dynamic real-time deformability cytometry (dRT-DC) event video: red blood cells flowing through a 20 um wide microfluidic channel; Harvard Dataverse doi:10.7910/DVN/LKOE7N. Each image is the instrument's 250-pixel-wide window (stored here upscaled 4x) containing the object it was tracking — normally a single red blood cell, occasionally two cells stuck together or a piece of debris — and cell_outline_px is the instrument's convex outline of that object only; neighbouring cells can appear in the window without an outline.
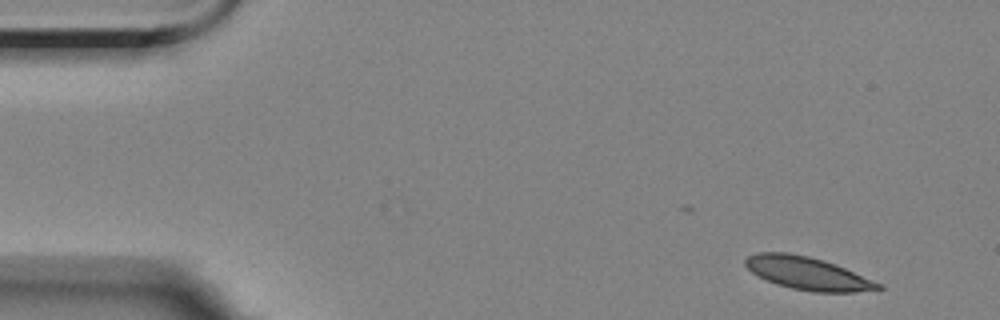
{"species": "Egyptian fruit bat (a non-hibernating species)", "species_latin": "Rousettus aegyptiacus", "temperature_condition": "room temperature", "stored_images_in_passage": 5, "camera_frame_rate_fps": 3000, "um_per_image_px": 0.085, "animal": {"sex": "female"}, "frame": {"image": 1, "passage_image": 1, "time_ms": 0.0, "image_size_px": [1000, 320], "cell_outline_px": [[884, 288], [856, 292], [812, 292], [792, 288], [776, 284], [752, 272], [744, 264], [744, 260], [748, 256], [756, 252], [788, 252], [808, 256], [824, 260], [884, 284]], "centroid_in_image_um": [68.66, 23.23], "position_along_channel_um": 16.3, "area_um2": 25.32}}
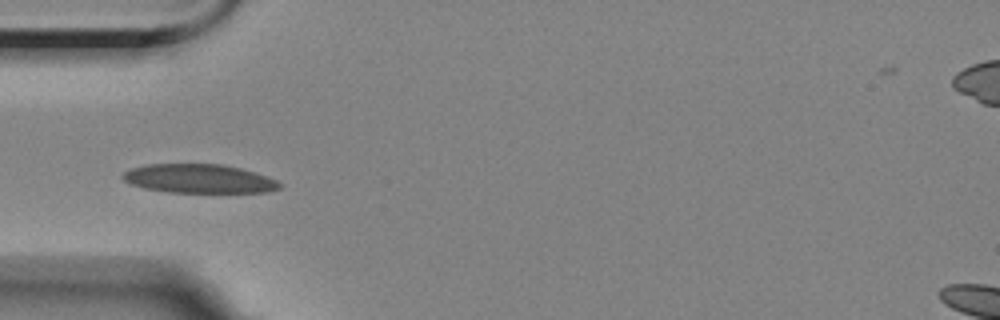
{"frame": {"image": 2, "passage_image": 4, "time_ms": 4.333, "image_size_px": [1000, 320], "cell_outline_px": [[280, 188], [268, 192], [168, 192], [144, 188], [128, 184], [120, 176], [124, 172], [132, 168], [144, 164], [224, 164], [240, 168], [276, 180], [280, 184]], "centroid_in_image_um": [16.84, 15.18], "position_along_channel_um": 68.2, "area_um2": 26.3}}
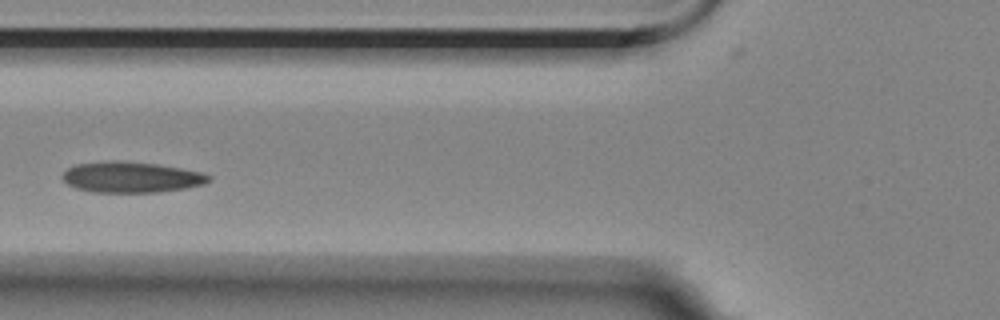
{"frame": {"image": 3, "passage_image": 5, "time_ms": 5.667, "image_size_px": [1000, 320], "cell_outline_px": [[212, 180], [204, 184], [184, 188], [160, 192], [92, 192], [76, 188], [68, 184], [60, 176], [68, 168], [76, 164], [112, 160], [116, 160], [156, 164], [204, 172], [212, 176]], "centroid_in_image_um": [11.17, 15.06], "position_along_channel_um": 114.6, "area_um2": 26.36}}